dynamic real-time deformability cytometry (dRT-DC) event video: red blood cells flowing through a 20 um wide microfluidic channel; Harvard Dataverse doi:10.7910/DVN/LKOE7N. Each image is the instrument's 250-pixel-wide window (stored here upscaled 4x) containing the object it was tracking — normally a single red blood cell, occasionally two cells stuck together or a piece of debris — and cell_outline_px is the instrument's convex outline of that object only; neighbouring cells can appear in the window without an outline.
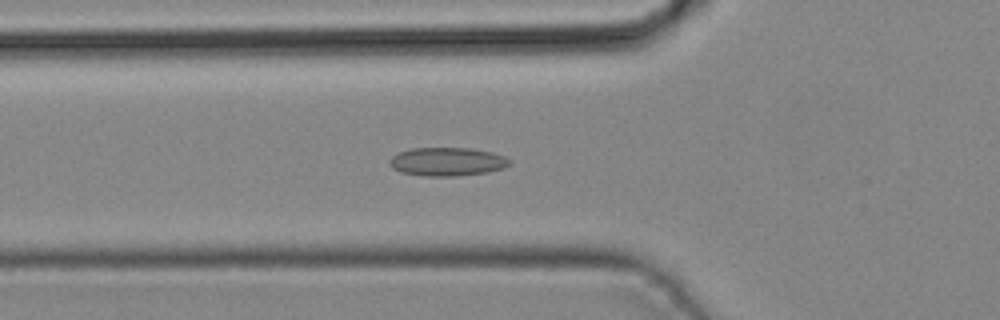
{"species": "common noctule bat (a hibernating species)", "species_latin": "Nyctalus noctula", "temperature_condition": "cold", "stored_images_in_passage": 32, "camera_frame_rate_fps": 3000, "um_per_image_px": 0.085, "animal": {"sex": "male", "body_mass_g": 19.2, "forearm_length_mm": 51.8}, "frame": {"image": 1, "passage_image": 7, "time_ms": 2.0, "image_size_px": [1000, 320], "cell_outline_px": [[508, 164], [504, 168], [488, 172], [456, 176], [424, 176], [400, 172], [392, 168], [388, 164], [388, 160], [392, 156], [400, 152], [412, 148], [468, 148], [492, 152], [504, 156], [508, 160]], "centroid_in_image_um": [37.96, 13.75], "position_along_channel_um": 87.8, "area_um2": 19.88}}
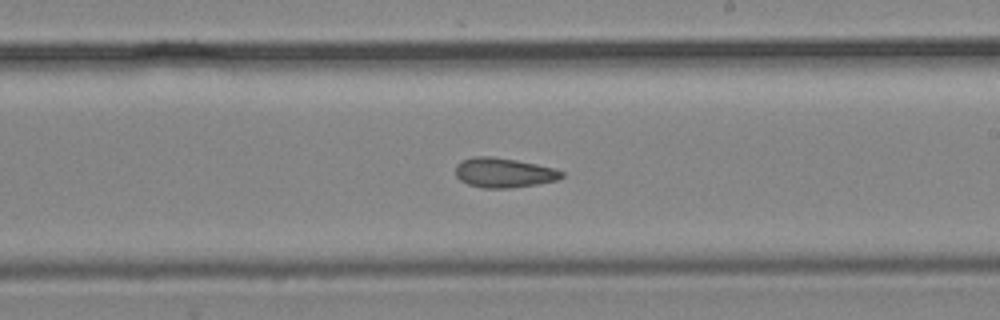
{"frame": {"image": 2, "passage_image": 17, "time_ms": 5.333, "image_size_px": [1000, 320], "cell_outline_px": [[564, 176], [560, 180], [536, 184], [508, 188], [480, 188], [468, 184], [460, 180], [456, 176], [456, 164], [460, 160], [476, 156], [492, 156], [516, 160], [536, 164], [552, 168], [564, 172]], "centroid_in_image_um": [42.8, 14.68], "position_along_channel_um": 246.2, "area_um2": 18.44}}
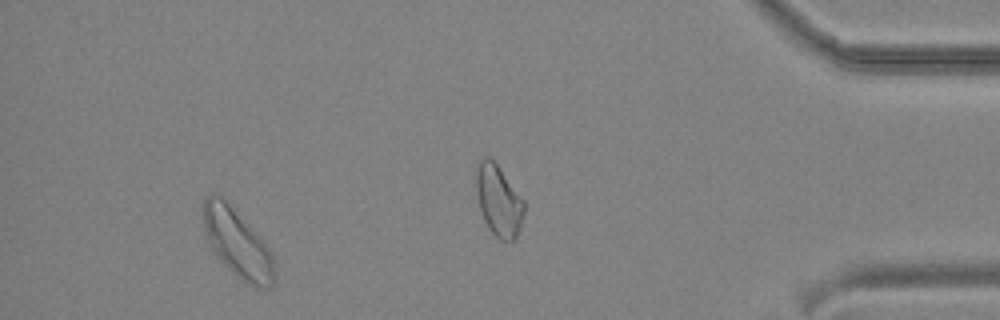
{"frame": {"image": 3, "passage_image": 28, "time_ms": 9.0, "image_size_px": [1000, 320], "cell_outline_px": [[276, 280], [268, 288], [264, 288], [248, 284], [240, 280], [212, 252], [204, 236], [200, 208], [204, 200], [212, 192], [224, 196], [268, 248], [272, 260]], "centroid_in_image_um": [20.07, 20.62], "position_along_channel_um": 415.1, "area_um2": 28.67}}